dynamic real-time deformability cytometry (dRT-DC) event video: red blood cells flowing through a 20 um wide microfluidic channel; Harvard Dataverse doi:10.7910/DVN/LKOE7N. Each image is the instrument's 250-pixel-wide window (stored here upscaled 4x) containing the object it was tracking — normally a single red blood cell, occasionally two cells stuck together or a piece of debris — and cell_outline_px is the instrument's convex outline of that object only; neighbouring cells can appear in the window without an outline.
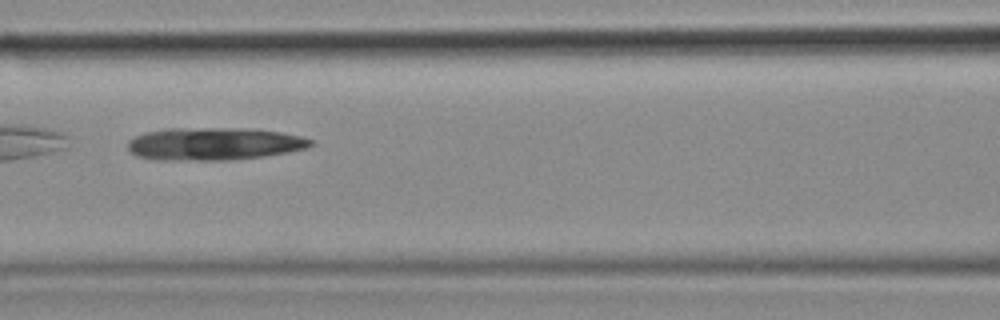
{"species": "common noctule bat (a hibernating species)", "species_latin": "Nyctalus noctula", "temperature_condition": "cold", "stored_images_in_passage": 33, "camera_frame_rate_fps": 3000, "um_per_image_px": 0.085, "animal": {"sex": "female", "body_mass_g": 18.4}, "frame": {"image": 1, "passage_image": 10, "time_ms": 3.0, "image_size_px": [1000, 320], "cell_outline_px": [[316, 144], [308, 148], [288, 152], [264, 156], [228, 160], [156, 160], [136, 156], [128, 152], [128, 140], [144, 132], [168, 128], [244, 128], [280, 132], [300, 136], [312, 140]], "centroid_in_image_um": [18.16, 12.23], "position_along_channel_um": 148.4, "area_um2": 35.08}}